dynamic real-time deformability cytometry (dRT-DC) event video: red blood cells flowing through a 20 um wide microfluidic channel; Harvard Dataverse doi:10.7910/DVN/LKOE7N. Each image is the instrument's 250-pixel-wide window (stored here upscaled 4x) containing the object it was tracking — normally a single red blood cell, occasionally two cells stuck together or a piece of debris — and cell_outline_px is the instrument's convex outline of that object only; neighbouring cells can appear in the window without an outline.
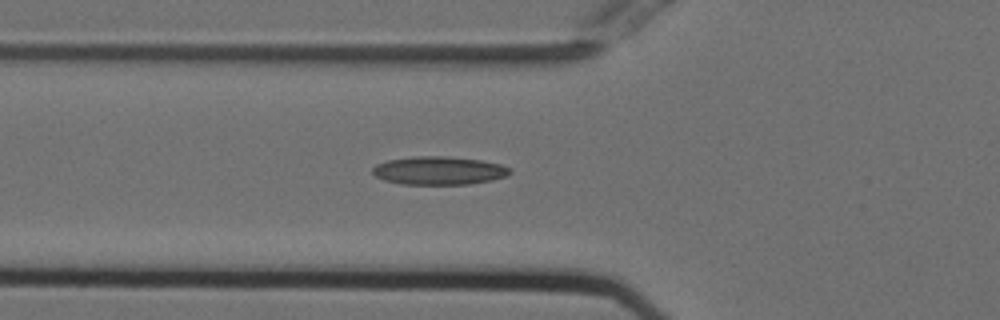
{"species": "Egyptian fruit bat (a non-hibernating species)", "species_latin": "Rousettus aegyptiacus", "temperature_condition": "cold", "stored_images_in_passage": 33, "camera_frame_rate_fps": 3000, "um_per_image_px": 0.085, "animal": {"sex": "female"}, "frame": {"image": 1, "passage_image": 2, "time_ms": 0.333, "image_size_px": [1000, 320], "cell_outline_px": [[512, 172], [508, 176], [492, 180], [468, 184], [400, 184], [384, 180], [376, 176], [372, 172], [372, 168], [376, 164], [388, 160], [412, 156], [448, 156], [480, 160], [500, 164], [508, 168]], "centroid_in_image_um": [37.3, 14.5], "position_along_channel_um": 88.5, "area_um2": 22.66}}
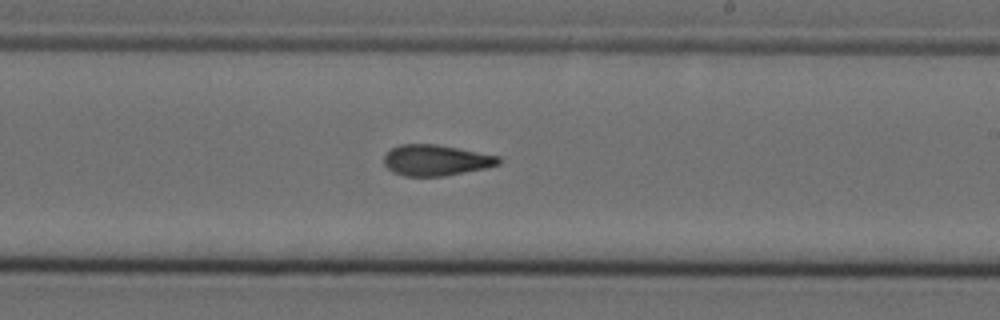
{"frame": {"image": 2, "passage_image": 15, "time_ms": 4.667, "image_size_px": [1000, 320], "cell_outline_px": [[500, 164], [484, 168], [444, 176], [404, 176], [392, 172], [384, 164], [384, 156], [392, 148], [400, 144], [436, 144], [500, 156]], "centroid_in_image_um": [37.03, 13.62], "position_along_channel_um": 252.0, "area_um2": 20.52}}
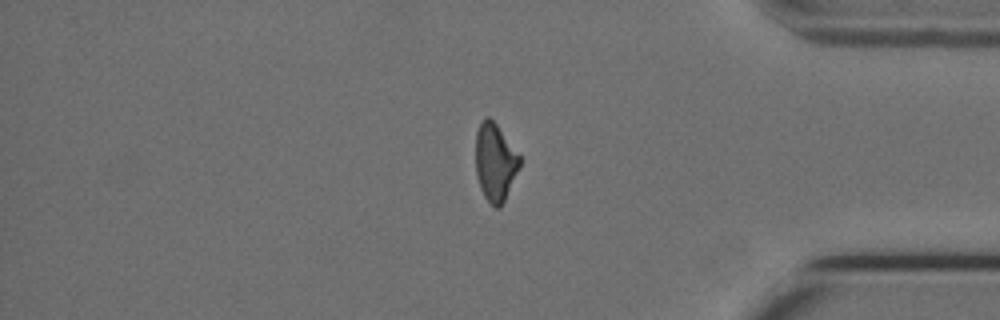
{"frame": {"image": 3, "passage_image": 28, "time_ms": 9.0, "image_size_px": [1000, 320], "cell_outline_px": [[520, 164], [504, 200], [500, 208], [496, 208], [484, 196], [480, 188], [476, 176], [476, 132], [480, 120], [484, 116], [488, 116], [496, 124], [520, 156]], "centroid_in_image_um": [42.05, 13.75], "position_along_channel_um": 393.2, "area_um2": 19.65}}